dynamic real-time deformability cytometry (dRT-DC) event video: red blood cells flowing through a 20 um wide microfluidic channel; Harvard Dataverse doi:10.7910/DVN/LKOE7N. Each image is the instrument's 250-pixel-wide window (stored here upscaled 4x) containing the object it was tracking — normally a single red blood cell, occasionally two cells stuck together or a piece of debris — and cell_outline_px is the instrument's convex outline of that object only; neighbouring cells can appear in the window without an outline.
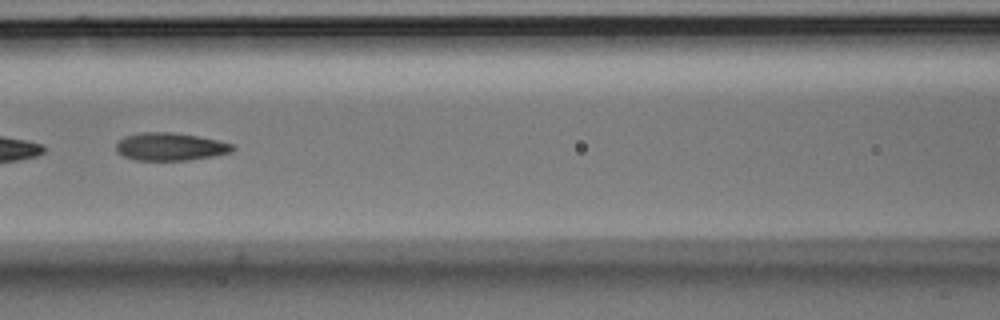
{"species": "Egyptian fruit bat (a non-hibernating species)", "species_latin": "Rousettus aegyptiacus", "temperature_condition": "room temperature", "stored_images_in_passage": 27, "segment_of_instrument_passage": [2, 2], "camera_frame_rate_fps": 3000, "um_per_image_px": 0.085, "animal": {"sex": "male"}, "frame": {"image": 1, "passage_image": 25, "time_ms": 8.0, "image_size_px": [1000, 320], "cell_outline_px": [[236, 148], [232, 152], [212, 156], [188, 160], [136, 160], [124, 156], [116, 152], [116, 144], [124, 136], [140, 132], [172, 132], [196, 136], [216, 140], [232, 144]], "centroid_in_image_um": [14.45, 12.46], "position_along_channel_um": 152.2, "area_um2": 18.79}}